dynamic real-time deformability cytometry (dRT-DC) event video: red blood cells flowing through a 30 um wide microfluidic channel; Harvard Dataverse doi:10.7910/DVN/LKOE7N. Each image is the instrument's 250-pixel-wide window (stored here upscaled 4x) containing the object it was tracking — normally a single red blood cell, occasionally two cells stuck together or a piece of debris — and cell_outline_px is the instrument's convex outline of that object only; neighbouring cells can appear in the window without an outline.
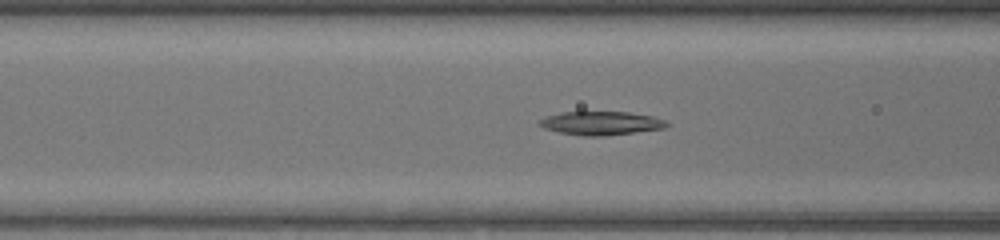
{"species": "common noctule bat (a hibernating species)", "species_latin": "Nyctalus noctula", "temperature_condition": "warm", "stored_images_in_passage": 38, "camera_frame_rate_fps": 3000, "um_per_image_px": 0.085, "animal": {"sex": "female", "body_mass_g": 17.0, "forearm_length_mm": 48.0}, "frame": {"image": 1, "passage_image": 10, "time_ms": 3.0, "image_size_px": [1000, 240], "cell_outline_px": [[668, 124], [664, 128], [604, 136], [580, 136], [560, 132], [544, 128], [540, 124], [540, 120], [544, 116], [560, 112], [628, 112], [652, 116], [664, 120]], "centroid_in_image_um": [51.05, 10.47], "position_along_channel_um": 115.5, "area_um2": 17.34}}
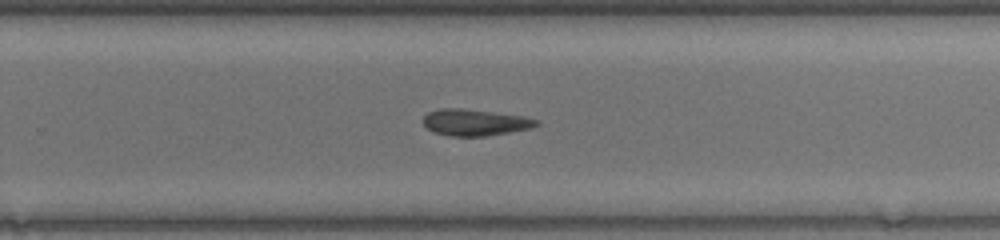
{"frame": {"image": 2, "passage_image": 22, "time_ms": 7.0, "image_size_px": [1000, 240], "cell_outline_px": [[540, 124], [532, 128], [484, 136], [448, 136], [432, 132], [424, 124], [424, 116], [428, 112], [440, 108], [464, 108], [524, 116], [540, 120]], "centroid_in_image_um": [40.38, 10.4], "position_along_channel_um": 289.4, "area_um2": 17.57}}
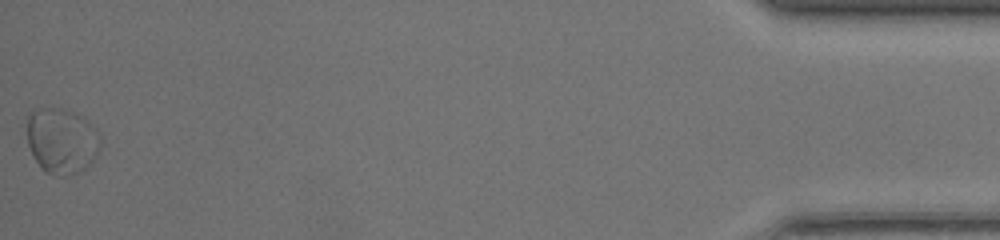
{"frame": {"image": 3, "passage_image": 38, "time_ms": 12.333, "image_size_px": [1000, 240], "cell_outline_px": [[100, 148], [92, 160], [80, 172], [68, 176], [52, 176], [44, 172], [36, 160], [28, 144], [28, 112], [40, 108], [64, 108], [84, 116], [96, 128], [100, 136]], "centroid_in_image_um": [5.26, 11.96], "position_along_channel_um": 429.9, "area_um2": 28.32}, "authors_computed_cell_mechanics": {"area_um2": 17.8313, "velocity_mm_per_s": 4.3668, "shape_relaxation_time_tau1_ms": 2.3445, "shape_relaxation_time_tau2_ms": null, "deformation_change_tau1": 0.0898, "deformation_change_tau2": null}}